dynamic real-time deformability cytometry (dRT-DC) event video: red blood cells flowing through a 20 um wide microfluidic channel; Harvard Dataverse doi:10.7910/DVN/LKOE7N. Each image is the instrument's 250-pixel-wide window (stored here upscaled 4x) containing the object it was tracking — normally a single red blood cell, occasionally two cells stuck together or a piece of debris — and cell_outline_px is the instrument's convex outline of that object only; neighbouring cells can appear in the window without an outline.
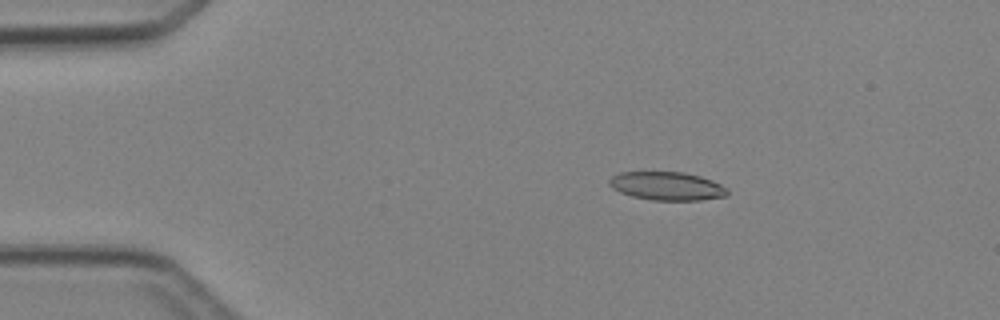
{"species": "Egyptian fruit bat (a non-hibernating species)", "species_latin": "Rousettus aegyptiacus", "temperature_condition": "cold", "stored_images_in_passage": 3, "camera_frame_rate_fps": 3000, "um_per_image_px": 0.085, "animal": {"sex": "female"}, "frame": {"image": 1, "passage_image": 1, "time_ms": 0.0, "image_size_px": [1000, 320], "cell_outline_px": [[728, 192], [724, 196], [700, 200], [652, 200], [632, 196], [620, 192], [612, 188], [608, 184], [608, 180], [612, 176], [620, 172], [684, 172], [700, 176], [712, 180], [728, 188]], "centroid_in_image_um": [56.67, 15.81], "position_along_channel_um": 28.3, "area_um2": 19.54}}
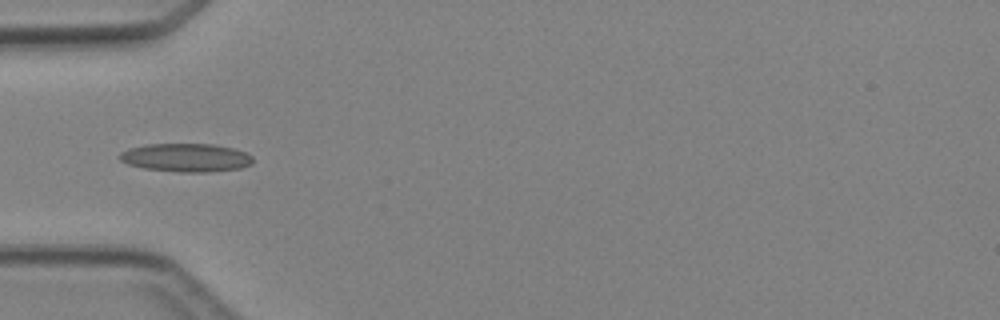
{"frame": {"image": 2, "passage_image": 3, "time_ms": 2.333, "image_size_px": [1000, 320], "cell_outline_px": [[252, 164], [240, 168], [208, 172], [180, 172], [144, 168], [128, 164], [120, 160], [120, 152], [128, 148], [144, 144], [212, 144], [232, 148], [244, 152], [252, 156]], "centroid_in_image_um": [15.79, 13.39], "position_along_channel_um": 69.2, "area_um2": 21.96}}